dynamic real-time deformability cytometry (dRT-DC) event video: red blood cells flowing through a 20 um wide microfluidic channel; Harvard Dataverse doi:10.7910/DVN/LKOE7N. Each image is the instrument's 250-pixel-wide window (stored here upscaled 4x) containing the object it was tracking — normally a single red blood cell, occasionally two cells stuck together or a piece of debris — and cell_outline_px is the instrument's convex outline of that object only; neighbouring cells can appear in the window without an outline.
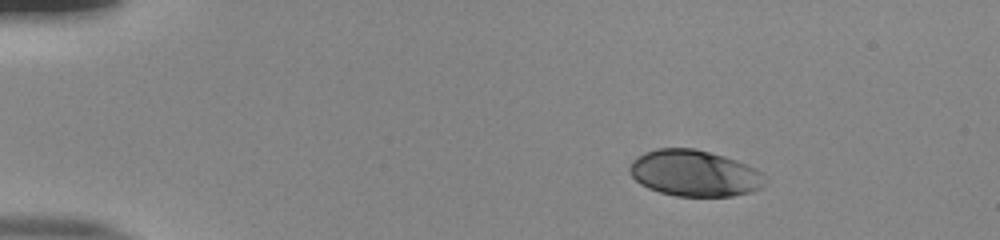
{"species": "human", "species_latin": "Homo sapiens", "temperature_condition": "room temperature", "stored_images_in_passage": 46, "camera_frame_rate_fps": 3000, "um_per_image_px": 0.085, "donor": {"sex": "male"}, "frame": {"image": 1, "passage_image": 1, "time_ms": 0.0, "image_size_px": [1000, 240], "cell_outline_px": [[764, 184], [760, 188], [752, 192], [732, 196], [676, 196], [660, 192], [648, 188], [640, 184], [628, 172], [628, 168], [632, 160], [644, 152], [656, 148], [696, 148], [724, 156], [736, 160], [756, 168], [764, 172]], "centroid_in_image_um": [59.02, 14.72], "position_along_channel_um": 26.0, "area_um2": 36.76}}
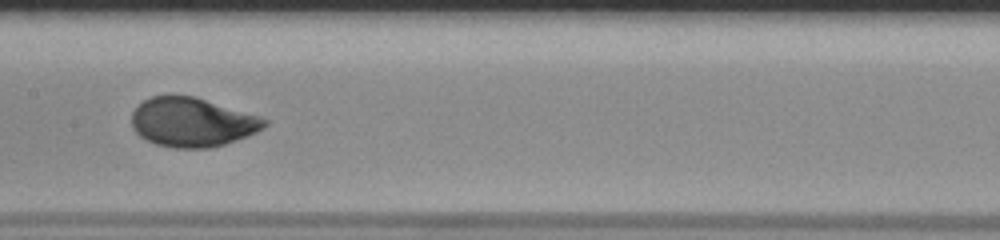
{"frame": {"image": 2, "passage_image": 21, "time_ms": 6.667, "image_size_px": [1000, 240], "cell_outline_px": [[268, 124], [264, 128], [256, 132], [224, 144], [212, 148], [176, 148], [156, 144], [144, 140], [132, 128], [132, 112], [144, 100], [152, 96], [196, 96], [260, 116], [268, 120]], "centroid_in_image_um": [16.34, 10.39], "position_along_channel_um": 191.1, "area_um2": 38.03}}
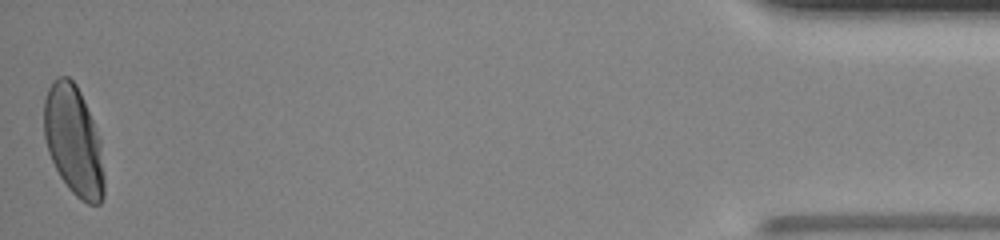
{"frame": {"image": 3, "passage_image": 46, "time_ms": 15.0, "image_size_px": [1000, 240], "cell_outline_px": [[104, 196], [100, 204], [88, 204], [80, 200], [68, 188], [60, 176], [48, 152], [44, 136], [44, 100], [48, 88], [52, 80], [56, 76], [68, 76], [76, 84], [80, 92], [92, 120], [100, 140], [104, 176]], "centroid_in_image_um": [6.25, 11.97], "position_along_channel_um": 429.0, "area_um2": 38.44}, "authors_computed_cell_mechanics": {"area_um2": 37.4833, "velocity_mm_per_s": 3.8388, "shape_relaxation_time_tau1_ms": 2.7719, "shape_relaxation_time_tau2_ms": null, "deformation_change_tau1": 0.1573, "deformation_change_tau2": null}}